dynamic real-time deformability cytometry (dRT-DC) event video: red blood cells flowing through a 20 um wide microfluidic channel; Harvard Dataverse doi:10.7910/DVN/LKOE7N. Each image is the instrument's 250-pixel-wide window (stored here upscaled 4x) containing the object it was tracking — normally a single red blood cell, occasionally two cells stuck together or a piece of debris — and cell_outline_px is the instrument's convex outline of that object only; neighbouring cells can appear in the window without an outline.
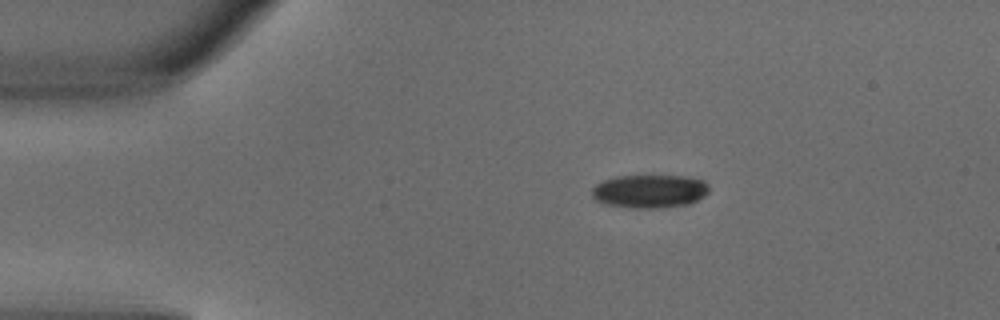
{"species": "common noctule bat (a hibernating species)", "species_latin": "Nyctalus noctula", "temperature_condition": "warm", "stored_images_in_passage": 2, "camera_frame_rate_fps": 3000, "um_per_image_px": 0.085, "animal": {"sex": "male", "body_mass_g": 18.8}, "frame": {"image": 1, "passage_image": 2, "time_ms": 0.333, "image_size_px": [1000, 320], "cell_outline_px": [[708, 192], [704, 196], [688, 204], [656, 208], [628, 208], [604, 204], [596, 200], [592, 196], [592, 188], [596, 184], [604, 180], [620, 176], [684, 176], [704, 180], [708, 184]], "centroid_in_image_um": [55.2, 16.26], "position_along_channel_um": 29.8, "area_um2": 22.72}}